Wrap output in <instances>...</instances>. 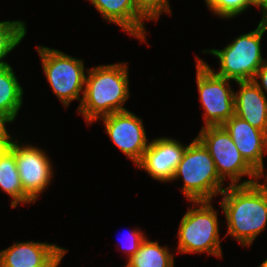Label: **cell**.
I'll list each match as a JSON object with an SVG mask.
<instances>
[{"instance_id":"obj_15","label":"cell","mask_w":267,"mask_h":267,"mask_svg":"<svg viewBox=\"0 0 267 267\" xmlns=\"http://www.w3.org/2000/svg\"><path fill=\"white\" fill-rule=\"evenodd\" d=\"M60 248L46 241L13 242L11 246L0 251V267H40Z\"/></svg>"},{"instance_id":"obj_10","label":"cell","mask_w":267,"mask_h":267,"mask_svg":"<svg viewBox=\"0 0 267 267\" xmlns=\"http://www.w3.org/2000/svg\"><path fill=\"white\" fill-rule=\"evenodd\" d=\"M106 134L114 145L135 166L141 161L149 142L143 120L129 110L115 112L100 118Z\"/></svg>"},{"instance_id":"obj_12","label":"cell","mask_w":267,"mask_h":267,"mask_svg":"<svg viewBox=\"0 0 267 267\" xmlns=\"http://www.w3.org/2000/svg\"><path fill=\"white\" fill-rule=\"evenodd\" d=\"M244 160L261 176L264 171V154H267V133L251 126L247 121L233 115L223 125Z\"/></svg>"},{"instance_id":"obj_27","label":"cell","mask_w":267,"mask_h":267,"mask_svg":"<svg viewBox=\"0 0 267 267\" xmlns=\"http://www.w3.org/2000/svg\"><path fill=\"white\" fill-rule=\"evenodd\" d=\"M248 2L252 7L259 8L260 5L264 2V0H248Z\"/></svg>"},{"instance_id":"obj_4","label":"cell","mask_w":267,"mask_h":267,"mask_svg":"<svg viewBox=\"0 0 267 267\" xmlns=\"http://www.w3.org/2000/svg\"><path fill=\"white\" fill-rule=\"evenodd\" d=\"M267 26L258 24L255 30L240 34L230 41L223 49H203L219 59L220 68L215 71L210 65L199 58L215 75L234 82L253 80L258 69L267 61L262 55V36Z\"/></svg>"},{"instance_id":"obj_13","label":"cell","mask_w":267,"mask_h":267,"mask_svg":"<svg viewBox=\"0 0 267 267\" xmlns=\"http://www.w3.org/2000/svg\"><path fill=\"white\" fill-rule=\"evenodd\" d=\"M102 16L103 20L120 27L125 33L142 42L147 41L148 21L135 7L133 0H87Z\"/></svg>"},{"instance_id":"obj_3","label":"cell","mask_w":267,"mask_h":267,"mask_svg":"<svg viewBox=\"0 0 267 267\" xmlns=\"http://www.w3.org/2000/svg\"><path fill=\"white\" fill-rule=\"evenodd\" d=\"M183 179L181 192L190 201H211L226 187L204 145L195 137L185 148L172 181Z\"/></svg>"},{"instance_id":"obj_24","label":"cell","mask_w":267,"mask_h":267,"mask_svg":"<svg viewBox=\"0 0 267 267\" xmlns=\"http://www.w3.org/2000/svg\"><path fill=\"white\" fill-rule=\"evenodd\" d=\"M252 81L267 96V61L258 69Z\"/></svg>"},{"instance_id":"obj_2","label":"cell","mask_w":267,"mask_h":267,"mask_svg":"<svg viewBox=\"0 0 267 267\" xmlns=\"http://www.w3.org/2000/svg\"><path fill=\"white\" fill-rule=\"evenodd\" d=\"M85 87L77 107L87 125L102 117L128 110L124 105L130 97L127 62L86 68Z\"/></svg>"},{"instance_id":"obj_5","label":"cell","mask_w":267,"mask_h":267,"mask_svg":"<svg viewBox=\"0 0 267 267\" xmlns=\"http://www.w3.org/2000/svg\"><path fill=\"white\" fill-rule=\"evenodd\" d=\"M190 203L191 207H188L180 220L175 251L180 254L205 253L222 258L218 210H215L212 200Z\"/></svg>"},{"instance_id":"obj_8","label":"cell","mask_w":267,"mask_h":267,"mask_svg":"<svg viewBox=\"0 0 267 267\" xmlns=\"http://www.w3.org/2000/svg\"><path fill=\"white\" fill-rule=\"evenodd\" d=\"M196 83L203 111V126H222L235 114L232 80L215 75L196 56Z\"/></svg>"},{"instance_id":"obj_11","label":"cell","mask_w":267,"mask_h":267,"mask_svg":"<svg viewBox=\"0 0 267 267\" xmlns=\"http://www.w3.org/2000/svg\"><path fill=\"white\" fill-rule=\"evenodd\" d=\"M187 143L170 137L154 138L149 142L141 161L136 165L154 180L171 183L175 169L181 161Z\"/></svg>"},{"instance_id":"obj_28","label":"cell","mask_w":267,"mask_h":267,"mask_svg":"<svg viewBox=\"0 0 267 267\" xmlns=\"http://www.w3.org/2000/svg\"><path fill=\"white\" fill-rule=\"evenodd\" d=\"M258 267H267V258Z\"/></svg>"},{"instance_id":"obj_6","label":"cell","mask_w":267,"mask_h":267,"mask_svg":"<svg viewBox=\"0 0 267 267\" xmlns=\"http://www.w3.org/2000/svg\"><path fill=\"white\" fill-rule=\"evenodd\" d=\"M37 53L45 78L62 105L67 109L74 100L81 104L87 73L84 60L44 45H37Z\"/></svg>"},{"instance_id":"obj_26","label":"cell","mask_w":267,"mask_h":267,"mask_svg":"<svg viewBox=\"0 0 267 267\" xmlns=\"http://www.w3.org/2000/svg\"><path fill=\"white\" fill-rule=\"evenodd\" d=\"M258 9L261 10V14H262V18L259 24L267 26V0H264V2L260 5Z\"/></svg>"},{"instance_id":"obj_14","label":"cell","mask_w":267,"mask_h":267,"mask_svg":"<svg viewBox=\"0 0 267 267\" xmlns=\"http://www.w3.org/2000/svg\"><path fill=\"white\" fill-rule=\"evenodd\" d=\"M236 84L239 90L234 91L235 115L267 133V96L252 80Z\"/></svg>"},{"instance_id":"obj_19","label":"cell","mask_w":267,"mask_h":267,"mask_svg":"<svg viewBox=\"0 0 267 267\" xmlns=\"http://www.w3.org/2000/svg\"><path fill=\"white\" fill-rule=\"evenodd\" d=\"M26 25L24 20L0 21V68L9 65L4 59L25 38Z\"/></svg>"},{"instance_id":"obj_29","label":"cell","mask_w":267,"mask_h":267,"mask_svg":"<svg viewBox=\"0 0 267 267\" xmlns=\"http://www.w3.org/2000/svg\"><path fill=\"white\" fill-rule=\"evenodd\" d=\"M262 178L267 181V173Z\"/></svg>"},{"instance_id":"obj_23","label":"cell","mask_w":267,"mask_h":267,"mask_svg":"<svg viewBox=\"0 0 267 267\" xmlns=\"http://www.w3.org/2000/svg\"><path fill=\"white\" fill-rule=\"evenodd\" d=\"M13 121L5 114L0 113V149L6 148L11 144V141L14 139L11 133L8 132L6 125L11 124Z\"/></svg>"},{"instance_id":"obj_9","label":"cell","mask_w":267,"mask_h":267,"mask_svg":"<svg viewBox=\"0 0 267 267\" xmlns=\"http://www.w3.org/2000/svg\"><path fill=\"white\" fill-rule=\"evenodd\" d=\"M15 137L10 146L14 149L21 184L25 194L35 203L52 183L54 168L45 150Z\"/></svg>"},{"instance_id":"obj_7","label":"cell","mask_w":267,"mask_h":267,"mask_svg":"<svg viewBox=\"0 0 267 267\" xmlns=\"http://www.w3.org/2000/svg\"><path fill=\"white\" fill-rule=\"evenodd\" d=\"M196 138L211 155L219 177L227 185H246L262 177L244 160L231 136L223 126L201 128ZM243 177L249 179L242 180Z\"/></svg>"},{"instance_id":"obj_22","label":"cell","mask_w":267,"mask_h":267,"mask_svg":"<svg viewBox=\"0 0 267 267\" xmlns=\"http://www.w3.org/2000/svg\"><path fill=\"white\" fill-rule=\"evenodd\" d=\"M124 238V236H123ZM146 239V235L142 232L141 228H134L127 235V240L125 242H120V250L124 251L126 254L127 260H129L132 256L136 254L139 250L141 243ZM121 244V245H120ZM126 244V245H125Z\"/></svg>"},{"instance_id":"obj_20","label":"cell","mask_w":267,"mask_h":267,"mask_svg":"<svg viewBox=\"0 0 267 267\" xmlns=\"http://www.w3.org/2000/svg\"><path fill=\"white\" fill-rule=\"evenodd\" d=\"M213 15L221 19H233L252 7L248 0H204Z\"/></svg>"},{"instance_id":"obj_1","label":"cell","mask_w":267,"mask_h":267,"mask_svg":"<svg viewBox=\"0 0 267 267\" xmlns=\"http://www.w3.org/2000/svg\"><path fill=\"white\" fill-rule=\"evenodd\" d=\"M228 185L219 202L227 232L243 248L250 247L267 227V181Z\"/></svg>"},{"instance_id":"obj_25","label":"cell","mask_w":267,"mask_h":267,"mask_svg":"<svg viewBox=\"0 0 267 267\" xmlns=\"http://www.w3.org/2000/svg\"><path fill=\"white\" fill-rule=\"evenodd\" d=\"M67 249L61 247L43 266L40 267H59Z\"/></svg>"},{"instance_id":"obj_16","label":"cell","mask_w":267,"mask_h":267,"mask_svg":"<svg viewBox=\"0 0 267 267\" xmlns=\"http://www.w3.org/2000/svg\"><path fill=\"white\" fill-rule=\"evenodd\" d=\"M0 190L12 199L10 204L12 209L21 204L34 203L23 190L14 149L10 145L0 149Z\"/></svg>"},{"instance_id":"obj_18","label":"cell","mask_w":267,"mask_h":267,"mask_svg":"<svg viewBox=\"0 0 267 267\" xmlns=\"http://www.w3.org/2000/svg\"><path fill=\"white\" fill-rule=\"evenodd\" d=\"M169 246H161L159 242L148 237L141 243L139 250L127 260L126 267H174V254Z\"/></svg>"},{"instance_id":"obj_17","label":"cell","mask_w":267,"mask_h":267,"mask_svg":"<svg viewBox=\"0 0 267 267\" xmlns=\"http://www.w3.org/2000/svg\"><path fill=\"white\" fill-rule=\"evenodd\" d=\"M12 65L0 68V113L7 115L13 122L23 105L24 89Z\"/></svg>"},{"instance_id":"obj_21","label":"cell","mask_w":267,"mask_h":267,"mask_svg":"<svg viewBox=\"0 0 267 267\" xmlns=\"http://www.w3.org/2000/svg\"><path fill=\"white\" fill-rule=\"evenodd\" d=\"M136 9L149 21H158L163 14L172 15L169 0H133Z\"/></svg>"}]
</instances>
